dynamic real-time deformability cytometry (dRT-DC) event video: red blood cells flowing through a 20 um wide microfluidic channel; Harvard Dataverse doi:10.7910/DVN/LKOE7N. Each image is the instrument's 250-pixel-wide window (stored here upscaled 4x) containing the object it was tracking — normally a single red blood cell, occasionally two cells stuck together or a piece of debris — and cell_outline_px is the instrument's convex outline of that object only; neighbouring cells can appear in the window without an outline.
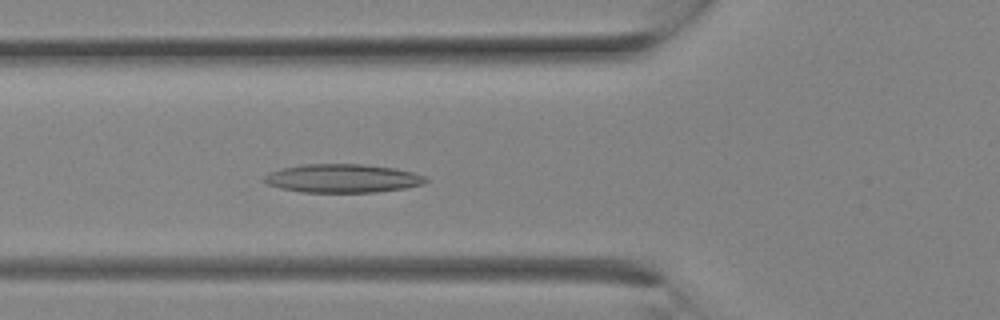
{"species": "Egyptian fruit bat (a non-hibernating species)", "species_latin": "Rousettus aegyptiacus", "temperature_condition": "room temperature", "stored_images_in_passage": 9, "camera_frame_rate_fps": 3000, "um_per_image_px": 0.085, "animal": {"sex": "female"}, "frame": {"image": 1, "passage_image": 9, "time_ms": 2.667, "image_size_px": [1000, 320], "cell_outline_px": [[428, 180], [424, 184], [404, 188], [376, 192], [300, 192], [280, 188], [268, 184], [260, 180], [268, 172], [280, 168], [300, 164], [364, 164], [396, 168], [412, 172], [424, 176]], "centroid_in_image_um": [29.06, 15.15], "position_along_channel_um": 96.7, "area_um2": 27.11}}